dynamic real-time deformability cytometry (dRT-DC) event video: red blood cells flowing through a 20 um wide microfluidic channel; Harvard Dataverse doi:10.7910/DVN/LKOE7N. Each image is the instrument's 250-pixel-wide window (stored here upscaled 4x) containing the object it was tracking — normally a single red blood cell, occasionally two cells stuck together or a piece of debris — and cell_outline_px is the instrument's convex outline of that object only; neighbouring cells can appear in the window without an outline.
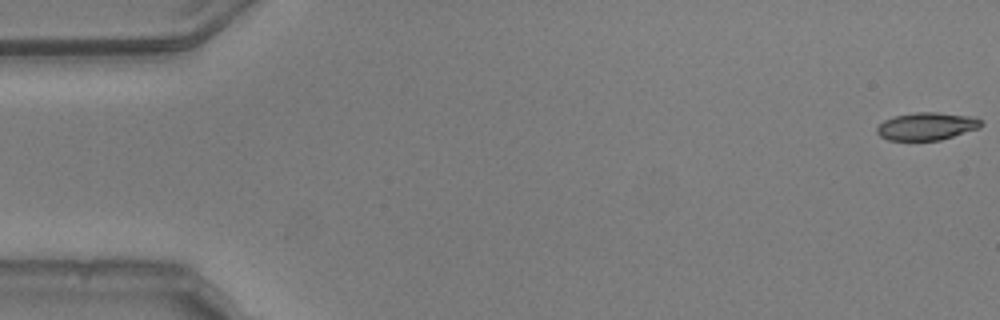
{"species": "common noctule bat (a hibernating species)", "species_latin": "Nyctalus noctula", "temperature_condition": "warm", "stored_images_in_passage": 50, "camera_frame_rate_fps": 3000, "um_per_image_px": 0.085, "animal": {"sex": "male", "body_mass_g": 20.5, "forearm_length_mm": 52.5}, "frame": {"image": 1, "passage_image": 1, "time_ms": 0.0, "image_size_px": [1000, 320], "cell_outline_px": [[984, 124], [980, 128], [940, 140], [888, 140], [880, 136], [876, 132], [876, 128], [884, 120], [896, 116], [916, 112], [936, 112], [976, 116], [984, 120]], "centroid_in_image_um": [78.84, 10.72], "position_along_channel_um": 6.2, "area_um2": 16.99}}
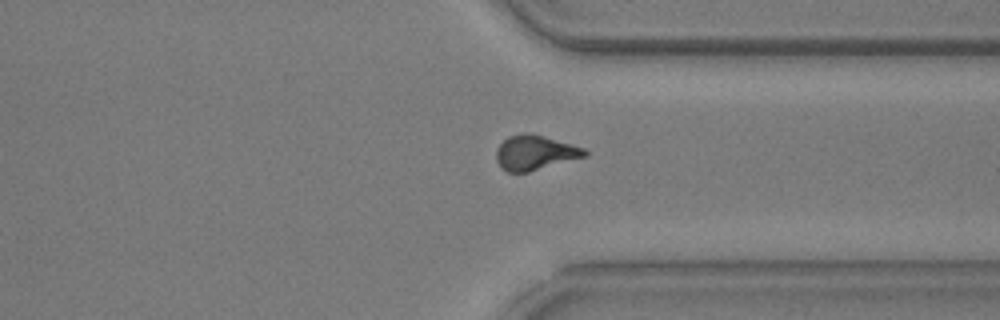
{"frame": {"image": 2, "passage_image": 41, "time_ms": 13.333, "image_size_px": [1000, 320], "cell_outline_px": [[588, 156], [528, 172], [508, 172], [500, 168], [496, 160], [496, 148], [508, 136], [524, 132], [528, 132], [544, 136], [572, 144], [584, 148], [588, 152]], "centroid_in_image_um": [45.46, 12.97], "position_along_channel_um": 365.9, "area_um2": 18.09}}
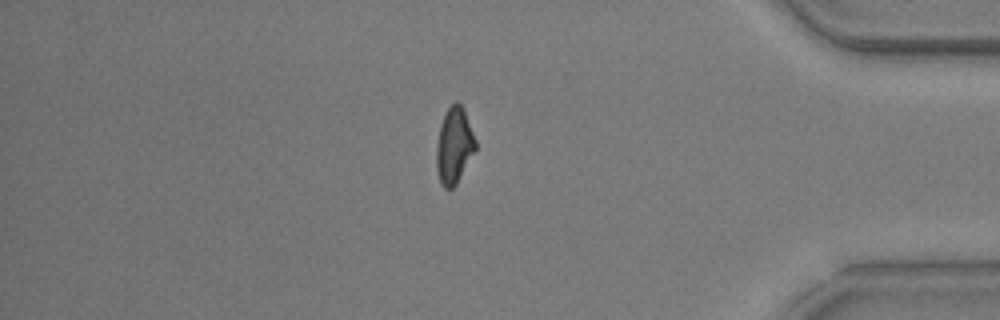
{"frame": {"image": 3, "passage_image": 46, "time_ms": 15.0, "image_size_px": [1000, 320], "cell_outline_px": [[476, 148], [456, 184], [452, 188], [444, 188], [440, 184], [436, 168], [436, 148], [440, 124], [448, 108], [456, 100], [464, 108], [476, 140]], "centroid_in_image_um": [38.59, 12.37], "position_along_channel_um": 396.6, "area_um2": 17.28}, "authors_computed_cell_mechanics": {"area_um2": 17.6579, "velocity_mm_per_s": 3.7739, "shape_relaxation_time_tau1_ms": 8.3952, "shape_relaxation_time_tau2_ms": 2.4464, "deformation_change_tau1": 0.2251, "deformation_change_tau2": 0.0805}}